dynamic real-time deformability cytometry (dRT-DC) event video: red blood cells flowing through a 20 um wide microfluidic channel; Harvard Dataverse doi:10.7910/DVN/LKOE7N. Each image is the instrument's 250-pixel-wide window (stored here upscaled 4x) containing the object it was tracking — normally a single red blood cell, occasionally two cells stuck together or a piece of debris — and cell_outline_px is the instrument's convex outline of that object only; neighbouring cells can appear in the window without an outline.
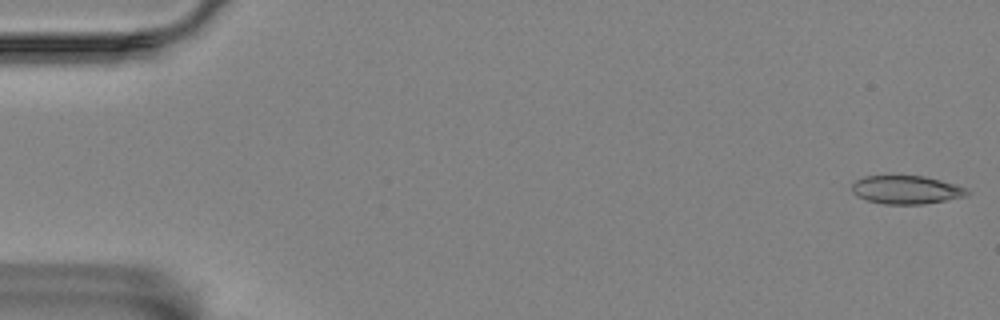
{"species": "Egyptian fruit bat (a non-hibernating species)", "species_latin": "Rousettus aegyptiacus", "temperature_condition": "room temperature", "stored_images_in_passage": 58, "camera_frame_rate_fps": 3000, "um_per_image_px": 0.085, "animal": {"sex": "female"}, "frame": {"image": 1, "passage_image": 1, "time_ms": 0.0, "image_size_px": [1000, 320], "cell_outline_px": [[968, 192], [964, 196], [924, 204], [884, 204], [868, 200], [856, 196], [852, 192], [852, 184], [856, 180], [864, 176], [924, 176], [940, 180], [964, 188]], "centroid_in_image_um": [76.95, 16.13], "position_along_channel_um": 8.0, "area_um2": 18.67}}
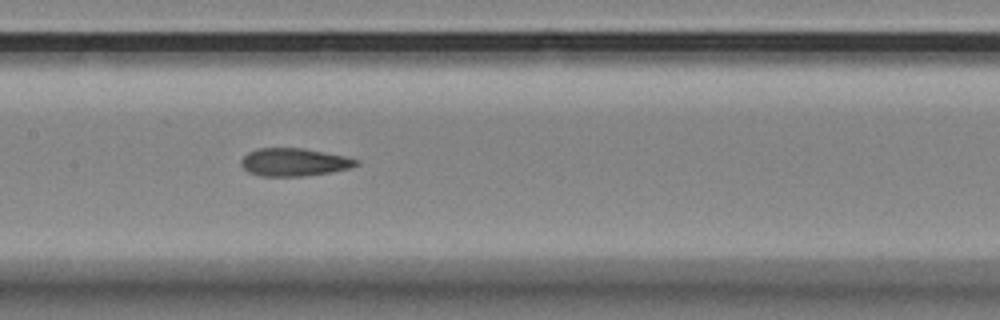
{"frame": {"image": 2, "passage_image": 28, "time_ms": 9.0, "image_size_px": [1000, 320], "cell_outline_px": [[360, 164], [348, 168], [328, 172], [304, 176], [260, 176], [248, 172], [240, 164], [240, 160], [248, 152], [260, 148], [300, 148], [344, 156], [360, 160]], "centroid_in_image_um": [24.96, 13.78], "position_along_channel_um": 182.4, "area_um2": 18.5}}
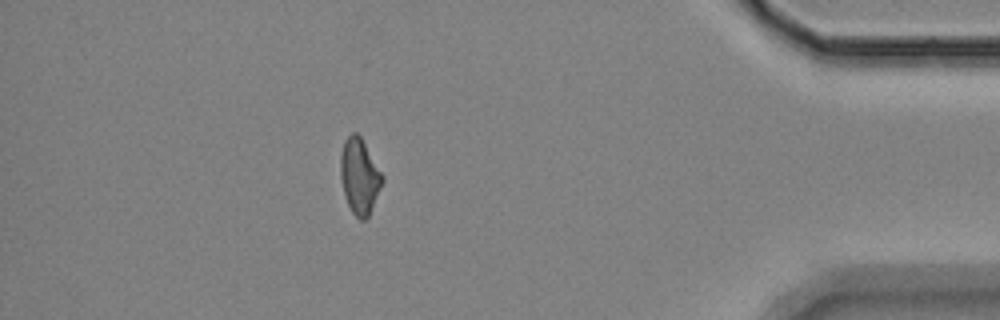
{"frame": {"image": 3, "passage_image": 51, "time_ms": 16.667, "image_size_px": [1000, 320], "cell_outline_px": [[384, 180], [368, 216], [364, 220], [360, 220], [352, 212], [348, 204], [344, 192], [340, 176], [340, 156], [344, 140], [352, 132], [356, 132], [360, 136], [384, 176]], "centroid_in_image_um": [30.55, 14.96], "position_along_channel_um": 404.6, "area_um2": 18.21}, "authors_computed_cell_mechanics": {"area_um2": 18.9584, "velocity_mm_per_s": 3.4584, "shape_relaxation_time_tau1_ms": null, "shape_relaxation_time_tau2_ms": 2.2038, "deformation_change_tau1": null, "deformation_change_tau2": 0.1022}}